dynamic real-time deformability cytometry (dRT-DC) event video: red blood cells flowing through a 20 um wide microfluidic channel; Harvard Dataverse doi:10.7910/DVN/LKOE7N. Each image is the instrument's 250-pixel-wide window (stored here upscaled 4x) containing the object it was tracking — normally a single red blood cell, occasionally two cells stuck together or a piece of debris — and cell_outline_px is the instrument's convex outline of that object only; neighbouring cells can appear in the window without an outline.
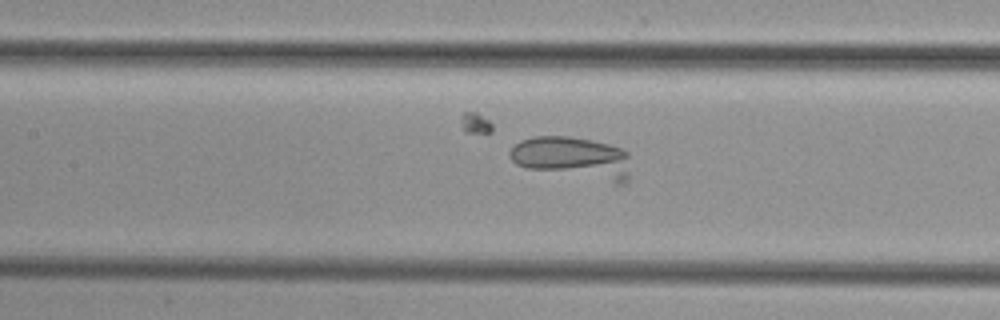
{"species": "common noctule bat (a hibernating species)", "species_latin": "Nyctalus noctula", "temperature_condition": "cold", "stored_images_in_passage": 22, "camera_frame_rate_fps": 3000, "um_per_image_px": 0.085, "animal": {"sex": "female", "body_mass_g": 29.2, "forearm_length_mm": 56.3}, "frame": {"image": 1, "passage_image": 13, "time_ms": 4.0, "image_size_px": [1000, 320], "cell_outline_px": [[628, 184], [616, 184], [524, 168], [516, 164], [508, 156], [508, 152], [520, 140], [532, 136], [568, 136], [592, 140], [608, 144], [620, 148], [628, 152]], "centroid_in_image_um": [48.68, 13.43], "position_along_channel_um": 158.7, "area_um2": 30.11}}
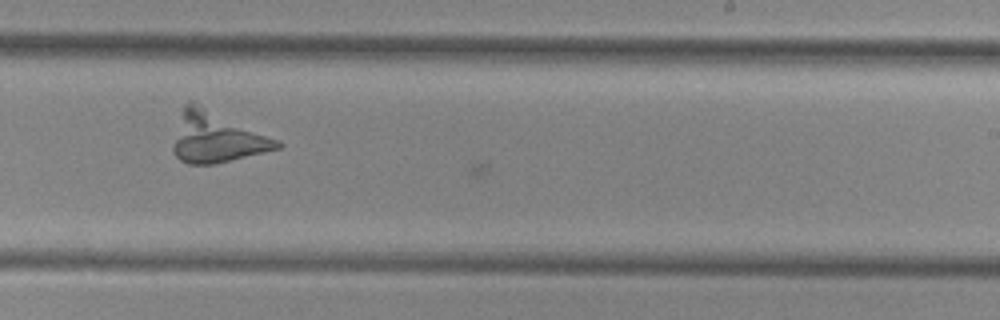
{"frame": {"image": 2, "passage_image": 21, "time_ms": 6.667, "image_size_px": [1000, 320], "cell_outline_px": [[284, 144], [280, 148], [216, 164], [188, 164], [180, 160], [172, 152], [172, 144], [184, 104], [188, 100], [192, 100], [280, 140]], "centroid_in_image_um": [18.4, 11.66], "position_along_channel_um": 270.6, "area_um2": 30.92}}